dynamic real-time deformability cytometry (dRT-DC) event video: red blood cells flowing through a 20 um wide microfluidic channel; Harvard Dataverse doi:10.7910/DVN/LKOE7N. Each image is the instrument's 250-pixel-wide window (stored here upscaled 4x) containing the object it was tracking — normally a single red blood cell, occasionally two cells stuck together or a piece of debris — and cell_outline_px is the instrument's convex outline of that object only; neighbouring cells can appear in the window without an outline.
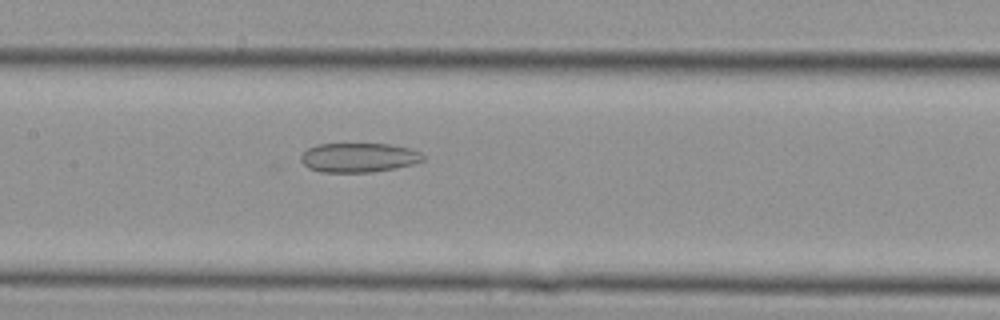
{"species": "Egyptian fruit bat (a non-hibernating species)", "species_latin": "Rousettus aegyptiacus", "temperature_condition": "cold", "stored_images_in_passage": 11, "camera_frame_rate_fps": 3000, "um_per_image_px": 0.085, "animal": {"sex": "female"}, "frame": {"image": 1, "passage_image": 7, "time_ms": 2.0, "image_size_px": [1000, 320], "cell_outline_px": [[424, 160], [412, 164], [372, 172], [320, 172], [308, 168], [300, 160], [300, 156], [308, 148], [316, 144], [388, 144], [408, 148], [420, 152], [424, 156]], "centroid_in_image_um": [30.45, 13.39], "position_along_channel_um": 177.0, "area_um2": 20.75}}
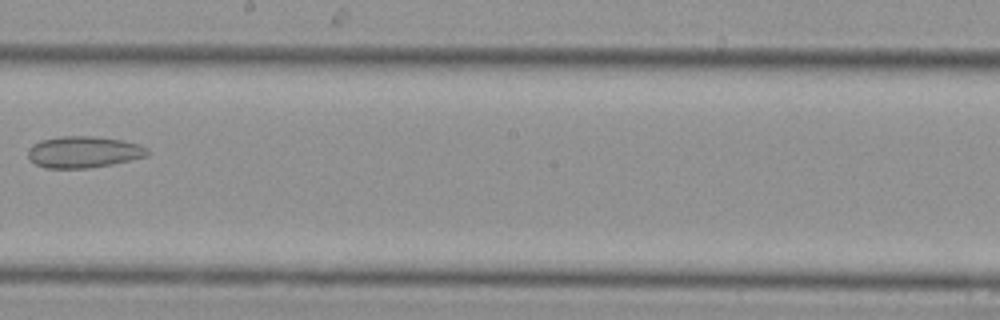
{"frame": {"image": 2, "passage_image": 10, "time_ms": 3.0, "image_size_px": [1000, 320], "cell_outline_px": [[148, 156], [112, 164], [88, 168], [44, 168], [36, 164], [28, 156], [28, 148], [32, 144], [40, 140], [60, 136], [92, 136], [124, 140], [140, 144], [148, 148]], "centroid_in_image_um": [7.11, 12.91], "position_along_channel_um": 241.1, "area_um2": 22.08}}